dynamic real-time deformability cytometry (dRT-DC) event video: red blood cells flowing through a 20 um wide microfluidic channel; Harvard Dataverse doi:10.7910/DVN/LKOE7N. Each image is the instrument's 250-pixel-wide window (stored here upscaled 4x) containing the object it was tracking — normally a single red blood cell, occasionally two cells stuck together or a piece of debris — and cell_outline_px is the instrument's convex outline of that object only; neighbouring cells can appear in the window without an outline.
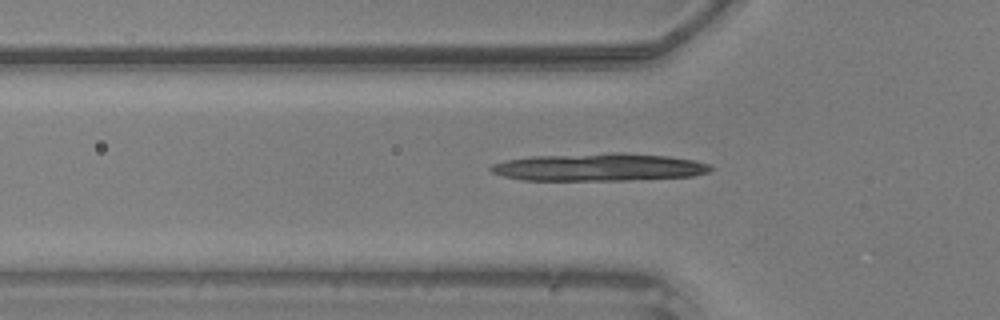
{"species": "common noctule bat (a hibernating species)", "species_latin": "Nyctalus noctula", "temperature_condition": "warm", "stored_images_in_passage": 35, "camera_frame_rate_fps": 3000, "um_per_image_px": 0.085, "animal": {"sex": "male", "body_mass_g": 20.5, "forearm_length_mm": 52.5}, "frame": {"image": 1, "passage_image": 8, "time_ms": 2.333, "image_size_px": [1000, 320], "cell_outline_px": [[712, 168], [708, 172], [692, 176], [628, 180], [524, 180], [504, 176], [492, 172], [488, 168], [492, 164], [504, 160], [532, 156], [612, 152], [624, 152], [668, 156], [696, 160], [708, 164]], "centroid_in_image_um": [50.9, 14.2], "position_along_channel_um": 74.9, "area_um2": 35.55}}
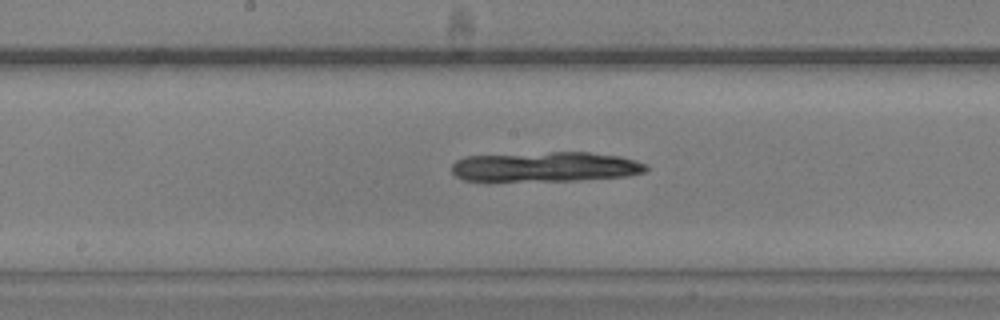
{"frame": {"image": 2, "passage_image": 17, "time_ms": 5.333, "image_size_px": [1000, 320], "cell_outline_px": [[648, 168], [644, 172], [628, 176], [580, 180], [488, 184], [464, 180], [456, 176], [452, 172], [452, 164], [456, 160], [464, 156], [552, 152], [588, 152], [620, 156], [636, 160], [648, 164]], "centroid_in_image_um": [46.27, 14.22], "position_along_channel_um": 201.9, "area_um2": 35.43}}
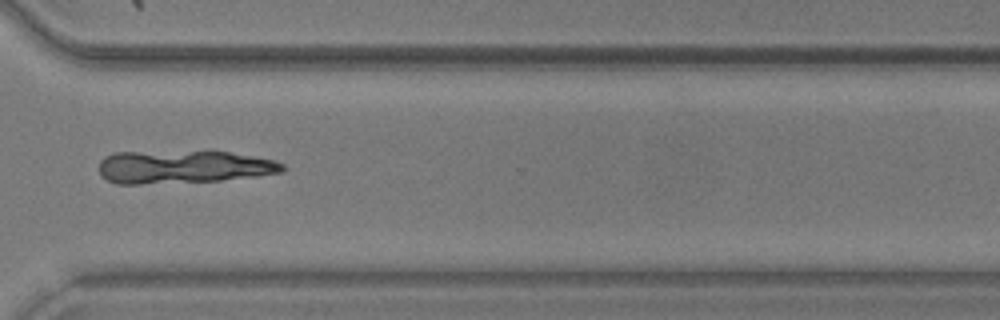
{"frame": {"image": 3, "passage_image": 28, "time_ms": 9.0, "image_size_px": [1000, 320], "cell_outline_px": [[284, 172], [256, 176], [220, 180], [140, 184], [116, 184], [100, 176], [100, 160], [104, 156], [116, 152], [208, 148], [252, 156], [272, 160], [284, 164]], "centroid_in_image_um": [15.55, 14.13], "position_along_channel_um": 355.0, "area_um2": 36.59}}